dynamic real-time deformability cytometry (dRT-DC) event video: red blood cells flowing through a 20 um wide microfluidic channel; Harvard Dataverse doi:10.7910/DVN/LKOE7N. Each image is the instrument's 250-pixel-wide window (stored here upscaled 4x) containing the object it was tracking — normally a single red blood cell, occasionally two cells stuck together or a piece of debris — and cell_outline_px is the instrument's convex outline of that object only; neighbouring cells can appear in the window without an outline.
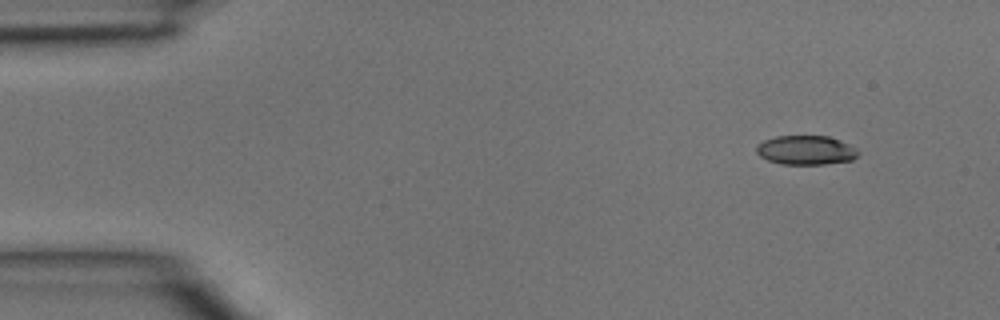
{"species": "common noctule bat (a hibernating species)", "species_latin": "Nyctalus noctula", "temperature_condition": "room temperature", "stored_images_in_passage": 4, "camera_frame_rate_fps": 3000, "um_per_image_px": 0.085, "animal": {"sex": "male", "body_mass_g": 15.6}, "frame": {"image": 1, "passage_image": 1, "time_ms": 0.0, "image_size_px": [1000, 320], "cell_outline_px": [[860, 152], [852, 160], [824, 164], [780, 164], [768, 160], [760, 156], [756, 152], [756, 144], [764, 140], [776, 136], [828, 136], [840, 140], [856, 148]], "centroid_in_image_um": [68.48, 12.76], "position_along_channel_um": 16.5, "area_um2": 17.34}}
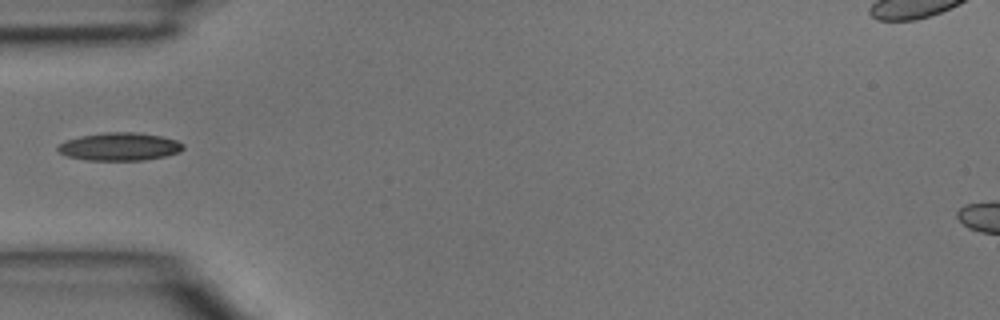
{"frame": {"image": 2, "passage_image": 4, "time_ms": 1.0, "image_size_px": [1000, 320], "cell_outline_px": [[184, 148], [180, 152], [164, 156], [144, 160], [88, 160], [68, 156], [60, 152], [56, 148], [64, 140], [80, 136], [104, 132], [136, 132], [160, 136], [176, 140], [184, 144]], "centroid_in_image_um": [10.17, 12.45], "position_along_channel_um": 74.8, "area_um2": 20.35}}